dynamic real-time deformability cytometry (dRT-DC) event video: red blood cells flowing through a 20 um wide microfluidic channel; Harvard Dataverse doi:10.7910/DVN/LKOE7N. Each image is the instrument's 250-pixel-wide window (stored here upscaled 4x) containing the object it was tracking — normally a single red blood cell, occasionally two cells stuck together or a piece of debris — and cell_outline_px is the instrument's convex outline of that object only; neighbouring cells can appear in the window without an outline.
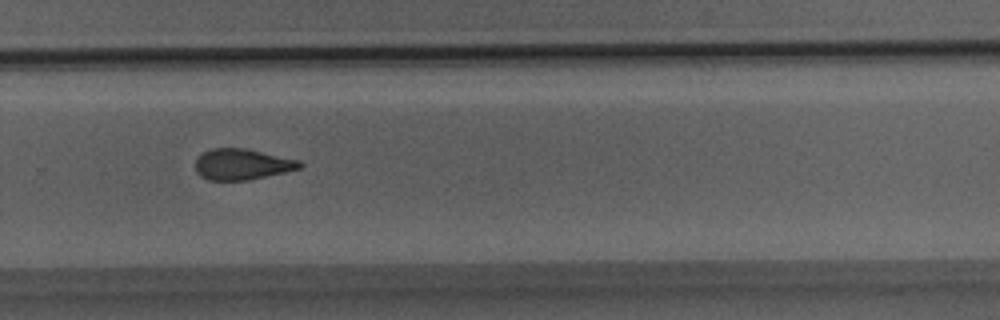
{"species": "Egyptian fruit bat (a non-hibernating species)", "species_latin": "Rousettus aegyptiacus", "temperature_condition": "room temperature", "stored_images_in_passage": 27, "camera_frame_rate_fps": 3000, "um_per_image_px": 0.085, "animal": {"sex": "male"}, "frame": {"image": 1, "passage_image": 15, "time_ms": 4.667, "image_size_px": [1000, 320], "cell_outline_px": [[304, 164], [300, 168], [284, 172], [248, 180], [208, 180], [200, 176], [196, 172], [196, 160], [204, 152], [212, 148], [244, 148], [300, 160]], "centroid_in_image_um": [20.58, 13.97], "position_along_channel_um": 309.2, "area_um2": 18.67}}
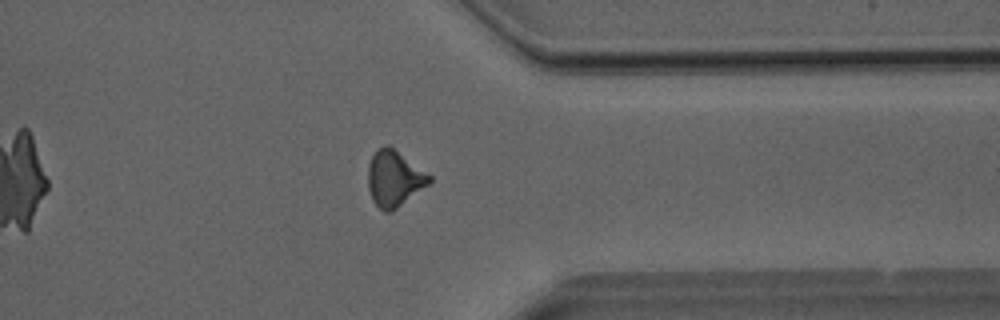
{"frame": {"image": 2, "passage_image": 19, "time_ms": 6.0, "image_size_px": [1000, 320], "cell_outline_px": [[432, 180], [428, 184], [392, 212], [384, 212], [372, 200], [368, 188], [368, 164], [372, 156], [380, 148], [388, 144], [432, 176]], "centroid_in_image_um": [33.5, 15.19], "position_along_channel_um": 377.9, "area_um2": 19.77}}
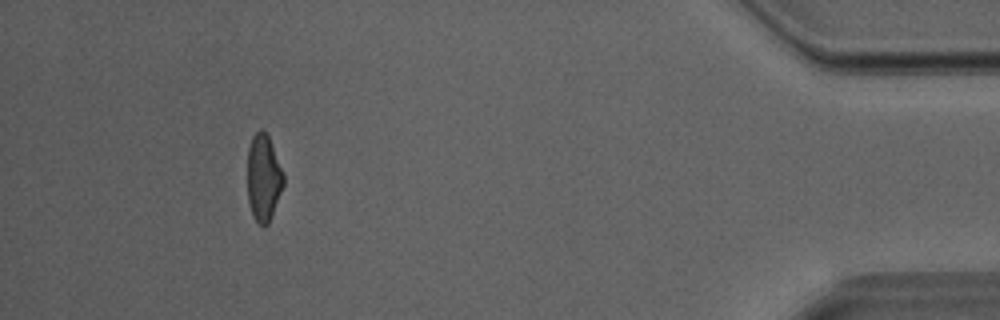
{"frame": {"image": 3, "passage_image": 24, "time_ms": 7.667, "image_size_px": [1000, 320], "cell_outline_px": [[284, 184], [268, 224], [264, 228], [252, 216], [248, 200], [248, 148], [252, 136], [260, 128], [268, 136], [284, 176]], "centroid_in_image_um": [22.38, 15.13], "position_along_channel_um": 412.8, "area_um2": 17.98}}